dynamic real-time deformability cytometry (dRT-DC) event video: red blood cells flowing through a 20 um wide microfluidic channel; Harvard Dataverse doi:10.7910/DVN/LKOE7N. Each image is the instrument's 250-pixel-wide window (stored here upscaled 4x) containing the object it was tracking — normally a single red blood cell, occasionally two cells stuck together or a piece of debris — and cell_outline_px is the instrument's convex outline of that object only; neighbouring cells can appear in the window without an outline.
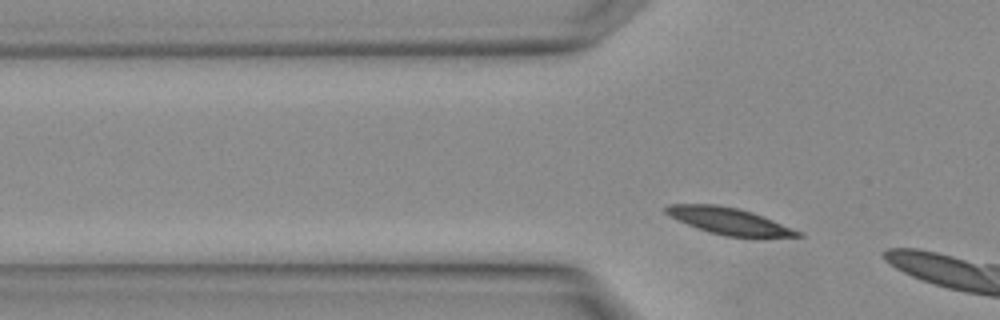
{"species": "Egyptian fruit bat (a non-hibernating species)", "species_latin": "Rousettus aegyptiacus", "temperature_condition": "warm", "stored_images_in_passage": 2, "camera_frame_rate_fps": 3000, "um_per_image_px": 0.085, "animal": {"sex": "female"}, "frame": {"image": 1, "passage_image": 2, "time_ms": 0.333, "image_size_px": [1000, 320], "cell_outline_px": [[804, 236], [724, 236], [708, 232], [696, 228], [664, 212], [664, 208], [668, 204], [716, 204], [736, 208], [752, 212], [764, 216], [804, 232]], "centroid_in_image_um": [61.98, 18.78], "position_along_channel_um": 63.8, "area_um2": 20.23}}